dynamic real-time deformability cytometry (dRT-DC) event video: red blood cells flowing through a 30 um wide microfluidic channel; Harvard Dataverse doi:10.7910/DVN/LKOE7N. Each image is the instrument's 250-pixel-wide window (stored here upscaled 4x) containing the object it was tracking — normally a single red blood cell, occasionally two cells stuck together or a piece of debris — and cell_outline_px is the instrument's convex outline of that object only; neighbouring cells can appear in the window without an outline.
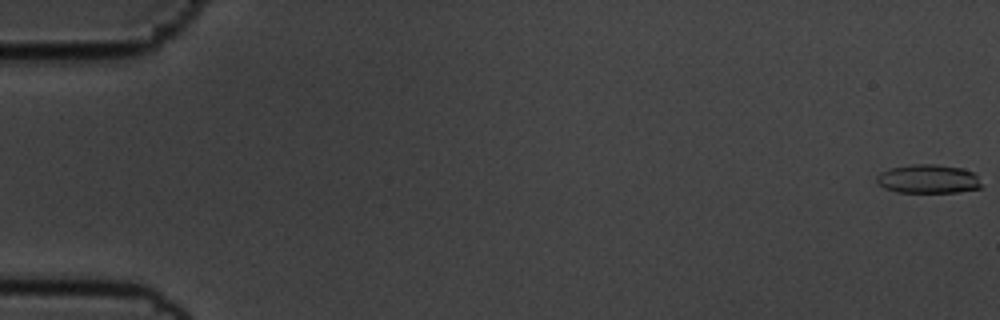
{"species": "common noctule bat (a hibernating species)", "species_latin": "Nyctalus noctula", "temperature_condition": "cold", "stored_images_in_passage": 12, "camera_frame_rate_fps": 3000, "um_per_image_px": 0.085, "animal": {"sex": "male", "body_mass_g": 19.5, "forearm_length_mm": 54.6}, "frame": {"image": 1, "passage_image": 1, "time_ms": 0.0, "image_size_px": [1000, 320], "cell_outline_px": [[984, 188], [956, 192], [896, 192], [884, 188], [876, 184], [876, 176], [880, 172], [892, 168], [912, 164], [936, 164], [964, 168], [972, 172], [976, 176]], "centroid_in_image_um": [78.88, 15.21], "position_along_channel_um": 6.1, "area_um2": 17.74}}